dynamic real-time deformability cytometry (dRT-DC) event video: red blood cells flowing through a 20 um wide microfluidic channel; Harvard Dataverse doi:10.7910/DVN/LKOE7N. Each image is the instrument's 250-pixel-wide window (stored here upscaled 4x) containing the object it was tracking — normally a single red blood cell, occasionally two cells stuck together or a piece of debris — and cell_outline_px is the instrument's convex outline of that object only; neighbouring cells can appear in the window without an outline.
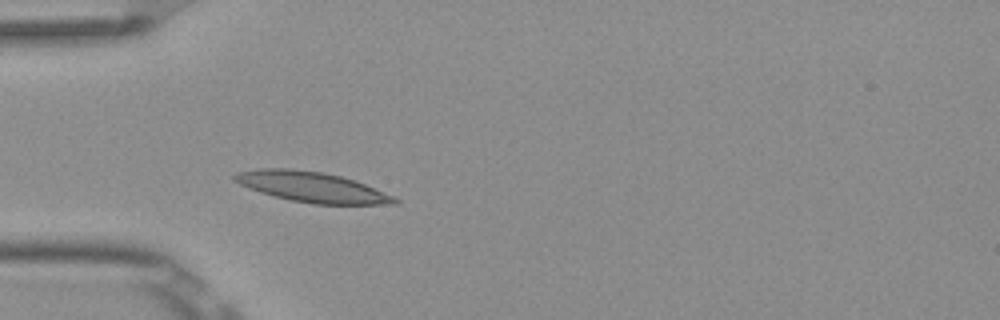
{"species": "Egyptian fruit bat (a non-hibernating species)", "species_latin": "Rousettus aegyptiacus", "temperature_condition": "room temperature", "stored_images_in_passage": 4, "camera_frame_rate_fps": 3000, "um_per_image_px": 0.085, "frame": {"image": 1, "passage_image": 4, "time_ms": 1.0, "image_size_px": [1000, 320], "cell_outline_px": [[400, 204], [312, 204], [272, 196], [248, 188], [232, 180], [232, 176], [236, 172], [260, 168], [292, 168], [324, 172], [340, 176], [364, 184], [392, 196], [400, 200]], "centroid_in_image_um": [26.44, 15.89], "position_along_channel_um": 58.6, "area_um2": 28.21}}